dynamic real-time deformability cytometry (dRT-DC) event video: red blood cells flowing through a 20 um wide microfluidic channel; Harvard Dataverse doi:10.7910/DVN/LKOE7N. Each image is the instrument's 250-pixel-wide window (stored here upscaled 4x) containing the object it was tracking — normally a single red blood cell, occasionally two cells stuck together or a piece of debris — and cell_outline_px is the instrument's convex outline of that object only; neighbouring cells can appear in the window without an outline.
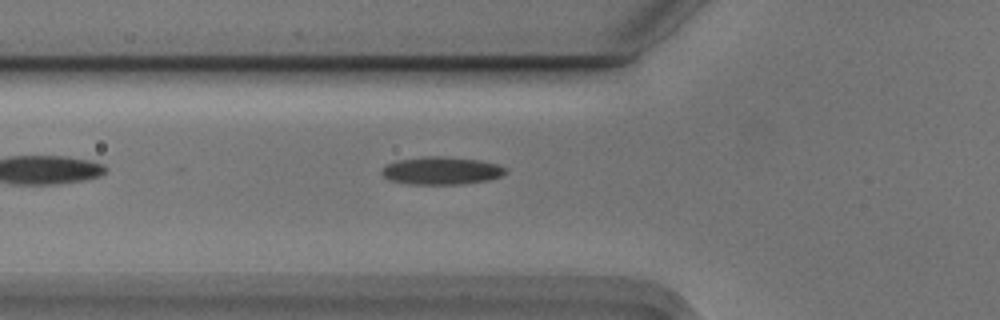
{"species": "Egyptian fruit bat (a non-hibernating species)", "species_latin": "Rousettus aegyptiacus", "temperature_condition": "cold", "stored_images_in_passage": 37, "camera_frame_rate_fps": 3000, "um_per_image_px": 0.085, "animal": {"sex": "male"}, "frame": {"image": 1, "passage_image": 2, "time_ms": 0.333, "image_size_px": [1000, 320], "cell_outline_px": [[508, 172], [504, 176], [488, 180], [464, 184], [408, 184], [388, 180], [380, 172], [380, 168], [388, 164], [400, 160], [424, 156], [440, 156], [480, 160], [496, 164], [504, 168]], "centroid_in_image_um": [37.52, 14.52], "position_along_channel_um": 88.3, "area_um2": 20.11}}
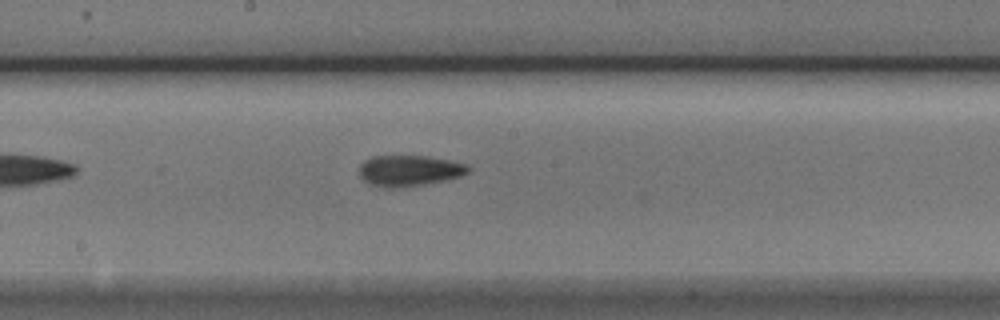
{"frame": {"image": 2, "passage_image": 12, "time_ms": 3.667, "image_size_px": [1000, 320], "cell_outline_px": [[472, 168], [468, 172], [460, 176], [448, 180], [400, 188], [384, 188], [368, 184], [360, 176], [360, 164], [364, 160], [372, 156], [424, 156], [448, 160], [464, 164]], "centroid_in_image_um": [34.76, 14.52], "position_along_channel_um": 213.4, "area_um2": 19.71}}
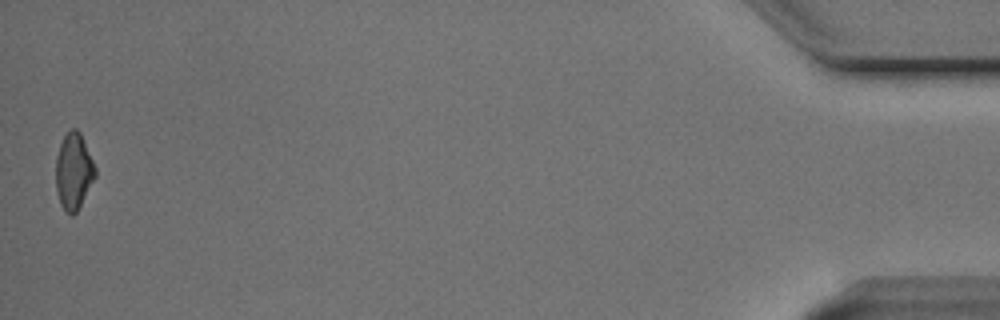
{"frame": {"image": 3, "passage_image": 37, "time_ms": 12.0, "image_size_px": [1000, 320], "cell_outline_px": [[96, 176], [76, 212], [72, 216], [60, 204], [56, 188], [56, 156], [60, 144], [64, 136], [72, 128], [76, 128], [80, 132], [96, 168]], "centroid_in_image_um": [6.26, 14.54], "position_along_channel_um": 428.9, "area_um2": 17.28}}